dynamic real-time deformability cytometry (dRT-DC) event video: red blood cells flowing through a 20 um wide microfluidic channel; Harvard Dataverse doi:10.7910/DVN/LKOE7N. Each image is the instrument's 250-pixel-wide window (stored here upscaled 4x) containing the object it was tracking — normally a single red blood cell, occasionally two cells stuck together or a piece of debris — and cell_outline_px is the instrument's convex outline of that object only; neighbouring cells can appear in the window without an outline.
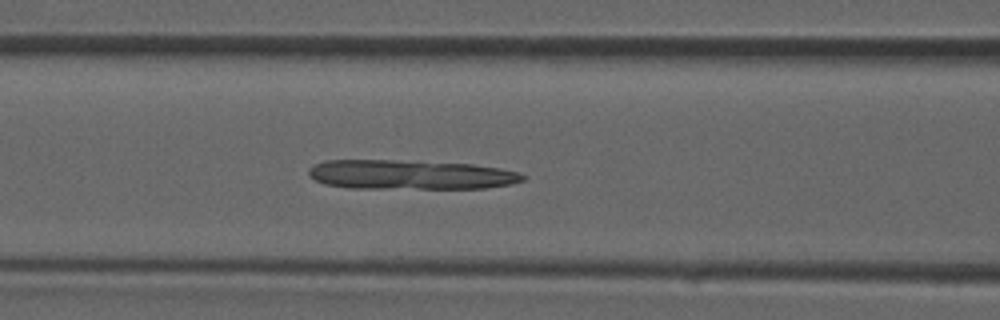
{"species": "common noctule bat (a hibernating species)", "species_latin": "Nyctalus noctula", "temperature_condition": "room temperature", "stored_images_in_passage": 29, "camera_frame_rate_fps": 3000, "um_per_image_px": 0.085, "animal": {"sex": "male", "forearm_length_mm": 52.5}, "frame": {"image": 1, "passage_image": 5, "time_ms": 1.333, "image_size_px": [1000, 320], "cell_outline_px": [[524, 180], [512, 184], [484, 188], [348, 188], [324, 184], [308, 176], [308, 168], [324, 160], [392, 160], [472, 164], [500, 168], [520, 172], [524, 176]], "centroid_in_image_um": [34.86, 14.85], "position_along_channel_um": 131.7, "area_um2": 36.82}}